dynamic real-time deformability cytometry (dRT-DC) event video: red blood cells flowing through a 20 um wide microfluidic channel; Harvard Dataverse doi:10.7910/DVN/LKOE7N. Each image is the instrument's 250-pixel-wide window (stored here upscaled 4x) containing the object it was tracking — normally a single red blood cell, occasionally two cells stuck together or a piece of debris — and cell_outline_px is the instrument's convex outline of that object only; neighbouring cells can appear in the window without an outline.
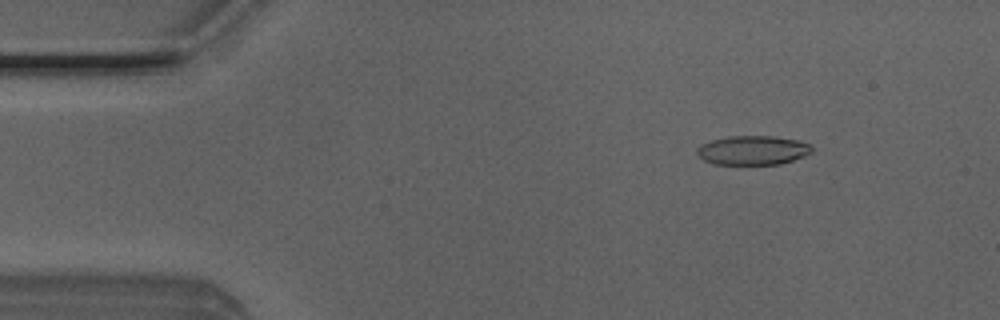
{"species": "Egyptian fruit bat (a non-hibernating species)", "species_latin": "Rousettus aegyptiacus", "temperature_condition": "room temperature", "stored_images_in_passage": 49, "camera_frame_rate_fps": 3000, "um_per_image_px": 0.085, "animal": {"sex": "male"}, "frame": {"image": 1, "passage_image": 5, "time_ms": 1.333, "image_size_px": [1000, 320], "cell_outline_px": [[812, 152], [804, 156], [780, 164], [712, 164], [696, 156], [696, 148], [700, 144], [712, 140], [728, 136], [776, 136], [796, 140], [808, 144], [812, 148]], "centroid_in_image_um": [63.93, 12.77], "position_along_channel_um": 21.1, "area_um2": 19.59}}
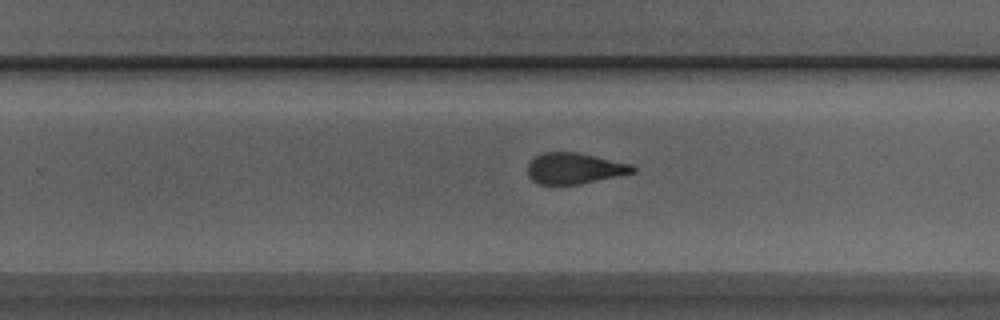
{"frame": {"image": 2, "passage_image": 30, "time_ms": 9.667, "image_size_px": [1000, 320], "cell_outline_px": [[636, 172], [580, 184], [540, 184], [532, 180], [528, 176], [528, 164], [536, 156], [544, 152], [576, 152], [632, 164], [636, 168]], "centroid_in_image_um": [48.84, 14.31], "position_along_channel_um": 281.0, "area_um2": 18.84}}
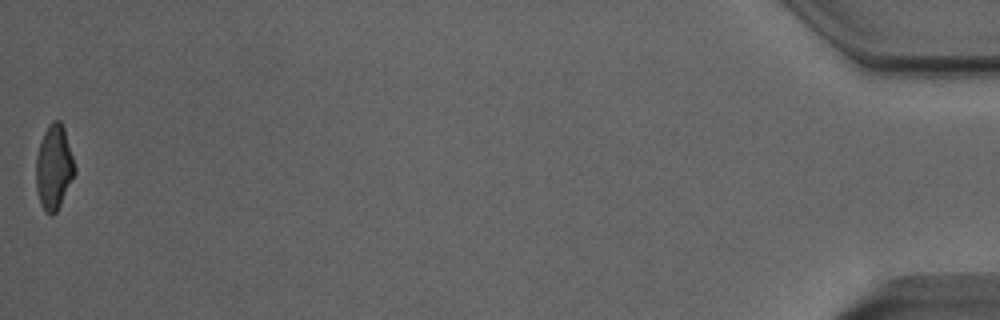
{"frame": {"image": 3, "passage_image": 49, "time_ms": 16.0, "image_size_px": [1000, 320], "cell_outline_px": [[76, 172], [56, 212], [52, 216], [48, 216], [44, 212], [40, 204], [36, 188], [36, 160], [40, 140], [48, 124], [52, 120], [60, 120], [64, 128], [76, 168]], "centroid_in_image_um": [4.57, 14.23], "position_along_channel_um": 430.6, "area_um2": 19.19}, "authors_computed_cell_mechanics": {"area_um2": 20.1144, "velocity_mm_per_s": 4.0279, "shape_relaxation_time_tau1_ms": null, "shape_relaxation_time_tau2_ms": 1.9337, "deformation_change_tau1": null, "deformation_change_tau2": 0.1019}}